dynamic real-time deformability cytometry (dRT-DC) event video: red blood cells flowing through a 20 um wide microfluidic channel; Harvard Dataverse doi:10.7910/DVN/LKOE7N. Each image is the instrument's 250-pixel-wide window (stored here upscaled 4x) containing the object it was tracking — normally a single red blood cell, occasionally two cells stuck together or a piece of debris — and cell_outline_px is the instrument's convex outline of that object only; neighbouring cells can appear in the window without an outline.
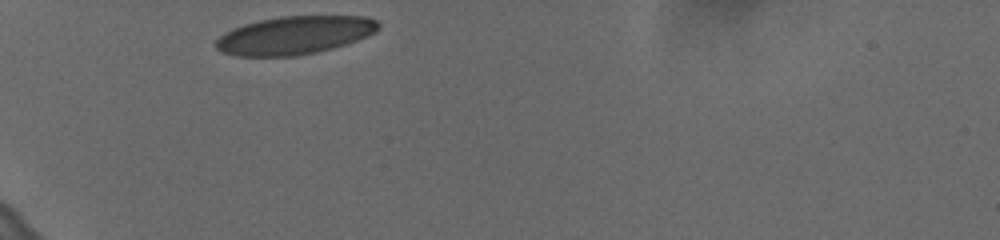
{"species": "human", "species_latin": "Homo sapiens", "temperature_condition": "cold", "stored_images_in_passage": 31, "camera_frame_rate_fps": 3000, "um_per_image_px": 0.085, "donor": {"sex": "female"}, "frame": {"image": 1, "passage_image": 1, "time_ms": 0.0, "image_size_px": [1000, 240], "cell_outline_px": [[380, 28], [376, 32], [368, 36], [332, 48], [316, 52], [296, 56], [236, 56], [224, 52], [216, 48], [216, 40], [224, 32], [232, 28], [244, 24], [260, 20], [280, 16], [364, 16], [376, 20], [380, 24]], "centroid_in_image_um": [25.04, 2.99], "position_along_channel_um": 60.0, "area_um2": 36.07}}
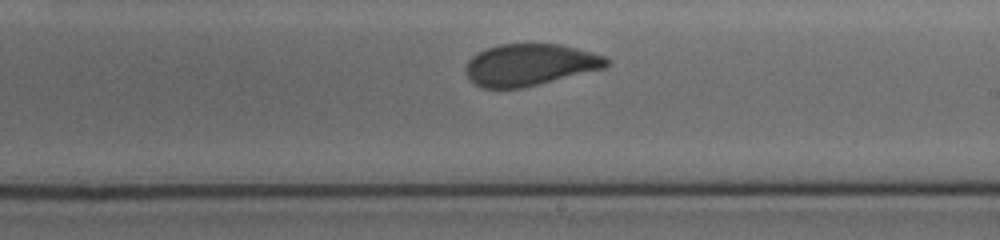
{"frame": {"image": 2, "passage_image": 18, "time_ms": 5.667, "image_size_px": [1000, 240], "cell_outline_px": [[612, 64], [604, 68], [524, 88], [480, 88], [468, 80], [464, 72], [464, 68], [468, 60], [472, 56], [488, 48], [500, 44], [560, 44], [576, 48], [604, 56], [612, 60]], "centroid_in_image_um": [45.02, 5.52], "position_along_channel_um": 244.0, "area_um2": 34.56}}
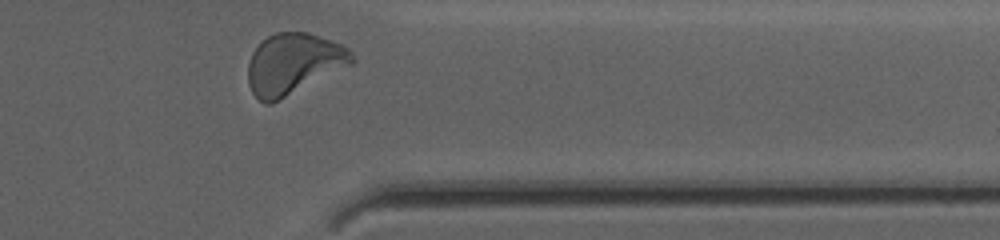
{"frame": {"image": 3, "passage_image": 30, "time_ms": 9.667, "image_size_px": [1000, 240], "cell_outline_px": [[356, 60], [352, 64], [272, 104], [264, 104], [252, 92], [248, 84], [248, 64], [252, 52], [268, 36], [276, 32], [308, 32], [332, 40], [348, 48], [352, 52]], "centroid_in_image_um": [24.95, 5.43], "position_along_channel_um": 386.4, "area_um2": 36.88}, "authors_computed_cell_mechanics": {"area_um2": 35.0846, "velocity_mm_per_s": 3.6074, "shape_relaxation_time_tau1_ms": 8.495, "shape_relaxation_time_tau2_ms": null, "deformation_change_tau1": 0.1913, "deformation_change_tau2": null}}